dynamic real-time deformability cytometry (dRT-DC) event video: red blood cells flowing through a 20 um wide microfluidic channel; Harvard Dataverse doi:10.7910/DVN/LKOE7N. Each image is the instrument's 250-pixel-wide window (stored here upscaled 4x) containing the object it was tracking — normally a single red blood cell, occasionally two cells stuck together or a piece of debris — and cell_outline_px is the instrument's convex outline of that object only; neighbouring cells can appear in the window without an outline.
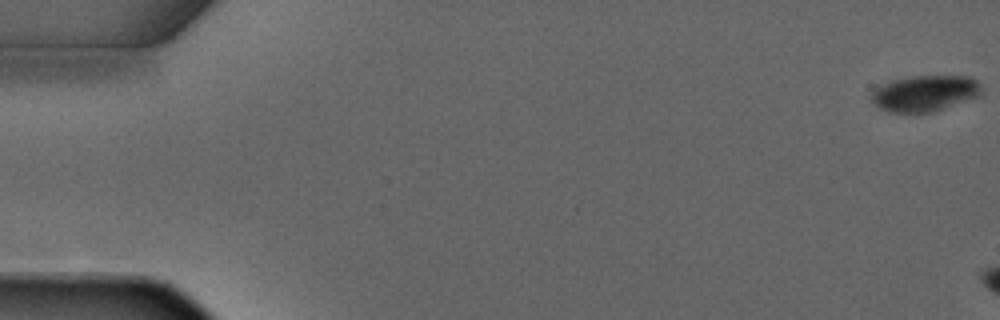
{"species": "common noctule bat (a hibernating species)", "species_latin": "Nyctalus noctula", "temperature_condition": "warm", "stored_images_in_passage": 3, "camera_frame_rate_fps": 3000, "um_per_image_px": 0.085, "animal": {"sex": "male", "forearm_length_mm": 52.5}, "frame": {"image": 1, "passage_image": 1, "time_ms": 0.0, "image_size_px": [1000, 320], "cell_outline_px": [[980, 96], [936, 112], [888, 112], [872, 104], [868, 96], [876, 88], [884, 84], [896, 80], [912, 76], [968, 76], [976, 80], [980, 84]], "centroid_in_image_um": [78.6, 7.95], "position_along_channel_um": 6.4, "area_um2": 23.24}}